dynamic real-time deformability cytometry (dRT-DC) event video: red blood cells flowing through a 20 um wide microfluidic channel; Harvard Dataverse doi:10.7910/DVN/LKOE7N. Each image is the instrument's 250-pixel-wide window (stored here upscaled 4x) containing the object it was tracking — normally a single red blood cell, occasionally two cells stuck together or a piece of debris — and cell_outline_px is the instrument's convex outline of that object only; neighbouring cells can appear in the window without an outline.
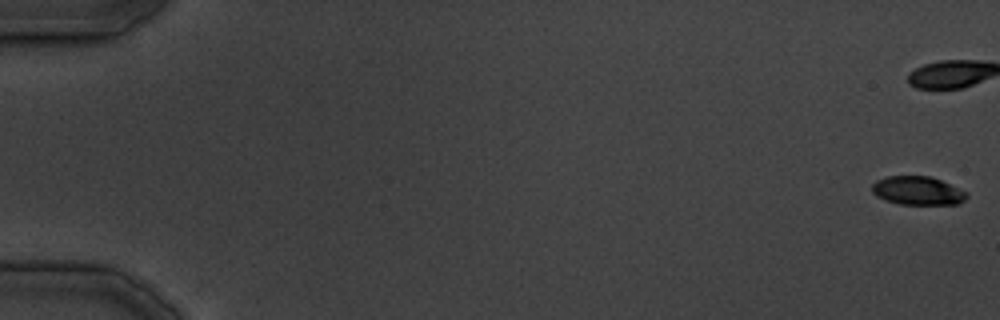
{"species": "common noctule bat (a hibernating species)", "species_latin": "Nyctalus noctula", "temperature_condition": "cold", "stored_images_in_passage": 9, "camera_frame_rate_fps": 3000, "um_per_image_px": 0.085, "animal": {"sex": "male", "body_mass_g": 19.5, "forearm_length_mm": 54.6}, "frame": {"image": 1, "passage_image": 1, "time_ms": 0.0, "image_size_px": [1000, 320], "cell_outline_px": [[968, 196], [964, 200], [956, 204], [900, 204], [884, 200], [876, 196], [872, 192], [872, 184], [876, 180], [888, 176], [932, 176], [968, 192]], "centroid_in_image_um": [77.99, 16.2], "position_along_channel_um": 7.0, "area_um2": 15.84}}